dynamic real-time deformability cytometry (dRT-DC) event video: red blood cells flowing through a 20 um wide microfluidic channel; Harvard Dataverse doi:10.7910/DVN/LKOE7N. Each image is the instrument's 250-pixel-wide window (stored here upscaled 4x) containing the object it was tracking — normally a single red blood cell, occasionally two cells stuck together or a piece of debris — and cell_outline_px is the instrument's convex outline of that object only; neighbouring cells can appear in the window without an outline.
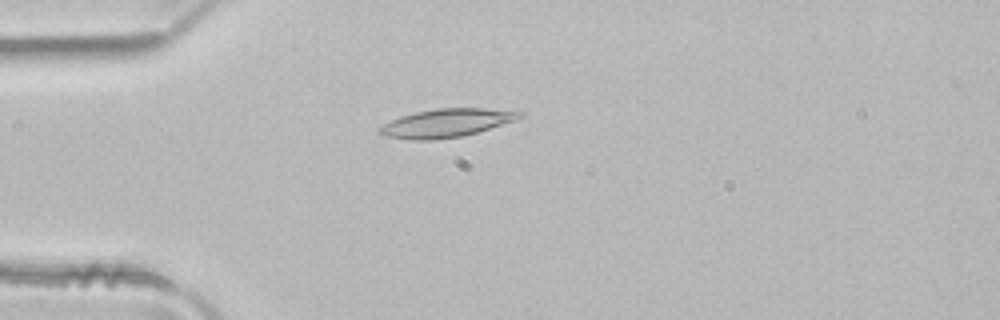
{"species": "common noctule bat (a hibernating species)", "species_latin": "Nyctalus noctula", "temperature_condition": "room temperature", "stored_images_in_passage": 5, "camera_frame_rate_fps": 3000, "um_per_image_px": 0.085, "animal": {"sex": "male", "body_mass_g": 21.5, "forearm_length_mm": 52.0}, "frame": {"image": 1, "passage_image": 5, "time_ms": 1.333, "image_size_px": [1000, 320], "cell_outline_px": [[524, 116], [516, 120], [464, 136], [432, 140], [412, 140], [384, 136], [380, 132], [380, 128], [384, 124], [400, 116], [416, 112], [436, 108], [484, 108], [524, 112]], "centroid_in_image_um": [37.97, 10.45], "position_along_channel_um": 47.0, "area_um2": 23.0}}